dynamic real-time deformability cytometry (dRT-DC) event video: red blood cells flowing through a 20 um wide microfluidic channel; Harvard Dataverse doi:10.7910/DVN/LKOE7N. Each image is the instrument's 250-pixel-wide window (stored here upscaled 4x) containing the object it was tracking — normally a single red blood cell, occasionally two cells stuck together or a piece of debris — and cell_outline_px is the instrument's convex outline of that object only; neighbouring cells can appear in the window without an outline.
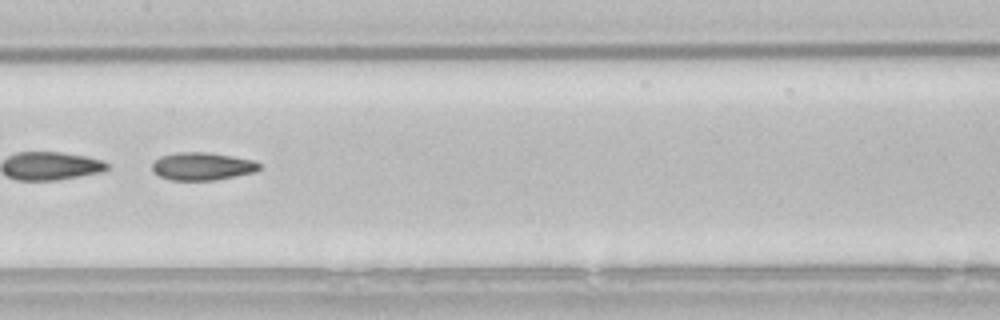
{"species": "common noctule bat (a hibernating species)", "species_latin": "Nyctalus noctula", "temperature_condition": "room temperature", "stored_images_in_passage": 37, "camera_frame_rate_fps": 3000, "um_per_image_px": 0.085, "animal": {"sex": "male", "body_mass_g": 21.5, "forearm_length_mm": 52.0}, "frame": {"image": 1, "passage_image": 11, "time_ms": 3.333, "image_size_px": [1000, 320], "cell_outline_px": [[260, 168], [252, 172], [212, 180], [172, 180], [160, 176], [152, 168], [152, 164], [160, 156], [180, 152], [208, 152], [252, 160], [260, 164]], "centroid_in_image_um": [17.16, 14.12], "position_along_channel_um": 190.2, "area_um2": 16.88}, "authors_computed_cell_mechanics": {"area_um2": 17.8024, "velocity_mm_per_s": 3.8219, "shape_relaxation_time_tau1_ms": 6.2743, "shape_relaxation_time_tau2_ms": 10.5623, "deformation_change_tau1": 0.1426, "deformation_change_tau2": 0.2024}}